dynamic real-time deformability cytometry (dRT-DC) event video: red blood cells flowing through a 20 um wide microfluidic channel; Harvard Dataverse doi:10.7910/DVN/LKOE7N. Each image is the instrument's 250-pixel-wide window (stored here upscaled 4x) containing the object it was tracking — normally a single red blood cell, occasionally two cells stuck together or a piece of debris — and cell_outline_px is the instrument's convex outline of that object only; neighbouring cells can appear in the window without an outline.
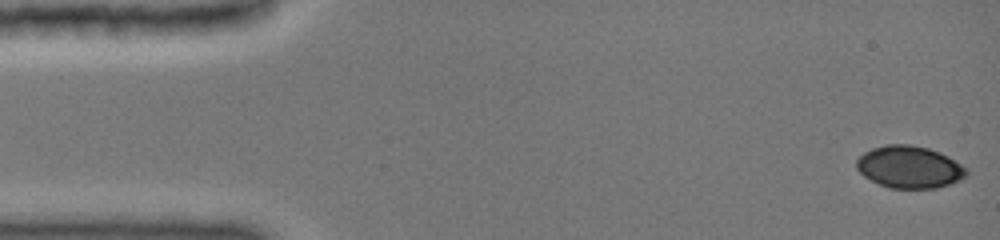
{"species": "common noctule bat (a hibernating species)", "species_latin": "Nyctalus noctula", "temperature_condition": "cold", "stored_images_in_passage": 98, "camera_frame_rate_fps": 3000, "um_per_image_px": 0.085, "animal": {"sex": "female", "body_mass_g": 19.0, "forearm_length_mm": 51.5}, "frame": {"image": 1, "passage_image": 1, "time_ms": 0.0, "image_size_px": [1000, 240], "cell_outline_px": [[968, 176], [960, 180], [936, 188], [888, 188], [864, 176], [856, 168], [856, 160], [864, 152], [872, 148], [884, 144], [908, 144], [928, 148], [940, 152], [948, 156], [968, 168]], "centroid_in_image_um": [77.31, 14.19], "position_along_channel_um": 7.7, "area_um2": 27.17}}
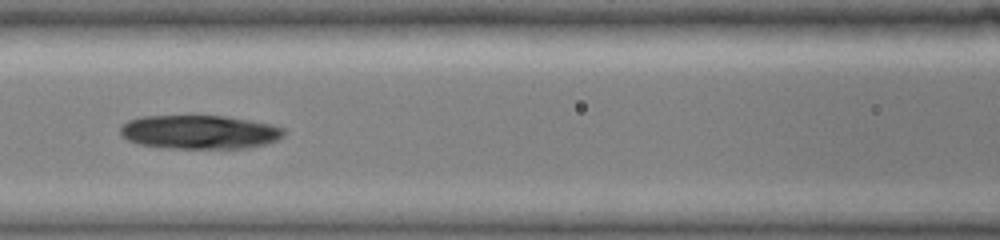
{"frame": {"image": 2, "passage_image": 43, "time_ms": 6.667, "image_size_px": [1000, 240], "cell_outline_px": [[284, 136], [276, 140], [264, 144], [244, 148], [168, 148], [140, 144], [128, 140], [120, 136], [120, 128], [128, 120], [144, 116], [224, 116], [248, 120], [268, 124], [284, 128]], "centroid_in_image_um": [16.93, 11.22], "position_along_channel_um": 149.7, "area_um2": 31.96}}
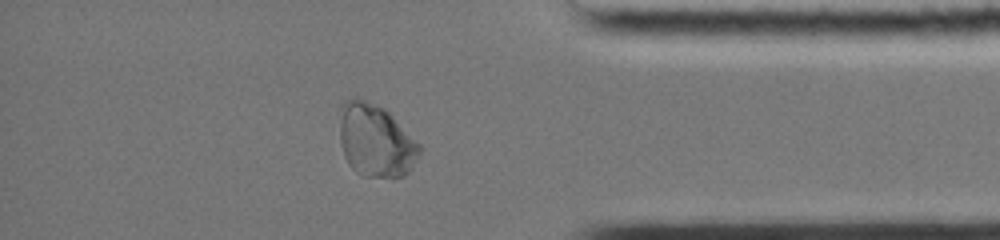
{"frame": {"image": 3, "passage_image": 87, "time_ms": 13.333, "image_size_px": [1000, 240], "cell_outline_px": [[420, 152], [408, 172], [404, 176], [364, 176], [356, 172], [348, 164], [344, 156], [340, 144], [340, 104], [344, 100], [356, 96], [384, 108], [420, 144]], "centroid_in_image_um": [31.88, 11.91], "position_along_channel_um": 403.3, "area_um2": 33.81}}